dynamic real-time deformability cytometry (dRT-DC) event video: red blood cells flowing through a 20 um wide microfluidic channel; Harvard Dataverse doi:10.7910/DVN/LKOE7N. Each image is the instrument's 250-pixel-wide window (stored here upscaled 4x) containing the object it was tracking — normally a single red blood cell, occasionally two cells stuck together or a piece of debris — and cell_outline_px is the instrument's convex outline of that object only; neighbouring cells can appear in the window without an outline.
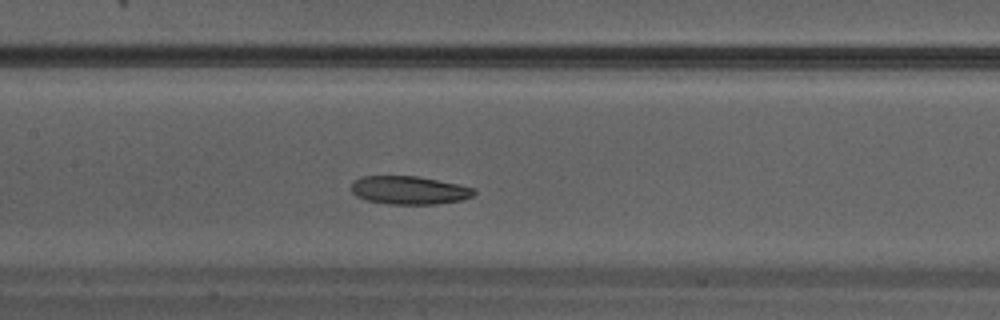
{"species": "Egyptian fruit bat (a non-hibernating species)", "species_latin": "Rousettus aegyptiacus", "temperature_condition": "warm", "stored_images_in_passage": 27, "camera_frame_rate_fps": 3000, "um_per_image_px": 0.085, "animal": {"sex": "male"}, "frame": {"image": 1, "passage_image": 8, "time_ms": 2.333, "image_size_px": [1000, 320], "cell_outline_px": [[476, 192], [472, 196], [460, 200], [436, 204], [388, 204], [368, 200], [356, 196], [352, 192], [352, 180], [360, 176], [416, 176], [460, 184], [476, 188]], "centroid_in_image_um": [34.78, 16.16], "position_along_channel_um": 172.6, "area_um2": 20.29}}